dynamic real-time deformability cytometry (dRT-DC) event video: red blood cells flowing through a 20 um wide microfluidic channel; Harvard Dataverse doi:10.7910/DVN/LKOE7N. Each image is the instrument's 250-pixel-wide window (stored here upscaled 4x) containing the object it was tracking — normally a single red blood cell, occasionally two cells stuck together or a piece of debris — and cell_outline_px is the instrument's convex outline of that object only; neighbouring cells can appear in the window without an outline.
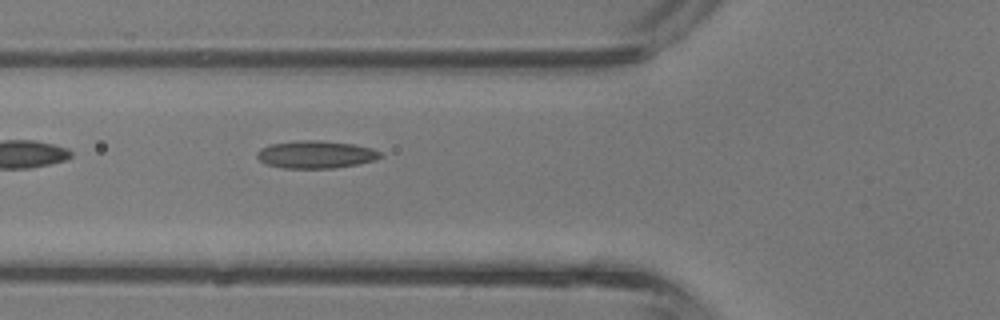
{"species": "common noctule bat (a hibernating species)", "species_latin": "Nyctalus noctula", "temperature_condition": "room temperature", "stored_images_in_passage": 4, "camera_frame_rate_fps": 3000, "um_per_image_px": 0.085, "animal": {"sex": "male", "body_mass_g": 13.3}, "frame": {"image": 1, "passage_image": 4, "time_ms": 1.0, "image_size_px": [1000, 320], "cell_outline_px": [[384, 156], [376, 160], [360, 164], [332, 168], [284, 168], [264, 164], [256, 156], [256, 152], [260, 148], [272, 144], [300, 140], [320, 140], [356, 144], [372, 148], [380, 152]], "centroid_in_image_um": [26.87, 13.13], "position_along_channel_um": 98.9, "area_um2": 20.06}}